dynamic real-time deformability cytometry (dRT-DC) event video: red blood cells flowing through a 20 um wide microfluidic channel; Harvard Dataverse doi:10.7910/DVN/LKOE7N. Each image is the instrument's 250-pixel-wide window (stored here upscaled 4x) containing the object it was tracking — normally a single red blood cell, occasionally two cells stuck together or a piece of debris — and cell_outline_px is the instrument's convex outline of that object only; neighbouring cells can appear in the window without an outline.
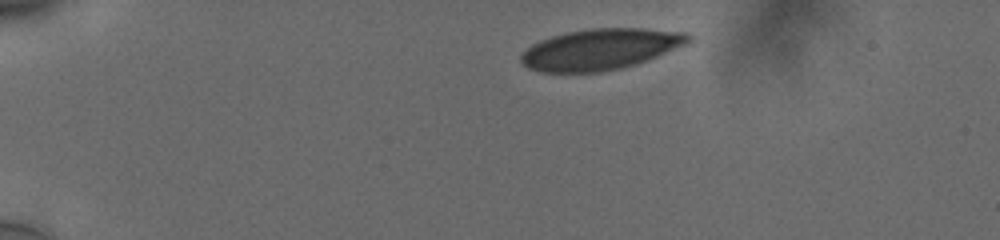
{"species": "human", "species_latin": "Homo sapiens", "temperature_condition": "cold", "stored_images_in_passage": 45, "camera_frame_rate_fps": 3000, "um_per_image_px": 0.085, "donor": {"sex": "male"}, "frame": {"image": 1, "passage_image": 1, "time_ms": 0.0, "image_size_px": [1000, 240], "cell_outline_px": [[688, 40], [644, 60], [632, 64], [616, 68], [596, 72], [544, 72], [528, 68], [520, 60], [520, 56], [532, 44], [540, 40], [552, 36], [568, 32], [588, 28], [640, 28], [688, 36]], "centroid_in_image_um": [50.78, 4.19], "position_along_channel_um": 34.2, "area_um2": 37.92}}
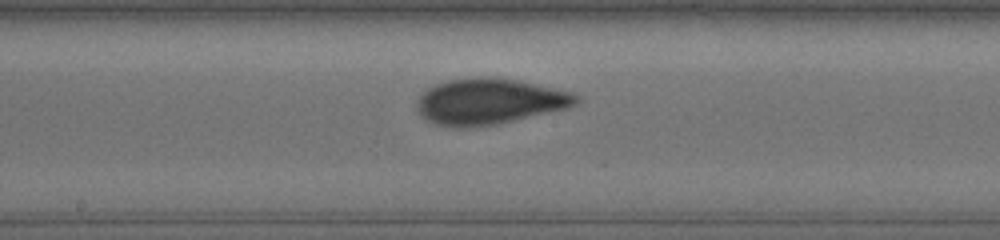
{"frame": {"image": 2, "passage_image": 21, "time_ms": 6.667, "image_size_px": [1000, 240], "cell_outline_px": [[576, 100], [572, 104], [564, 108], [492, 124], [460, 128], [456, 128], [436, 124], [428, 120], [420, 112], [420, 96], [428, 88], [436, 84], [448, 80], [472, 76], [492, 76], [516, 80], [568, 92], [576, 96]], "centroid_in_image_um": [41.5, 8.59], "position_along_channel_um": 206.7, "area_um2": 41.04}}
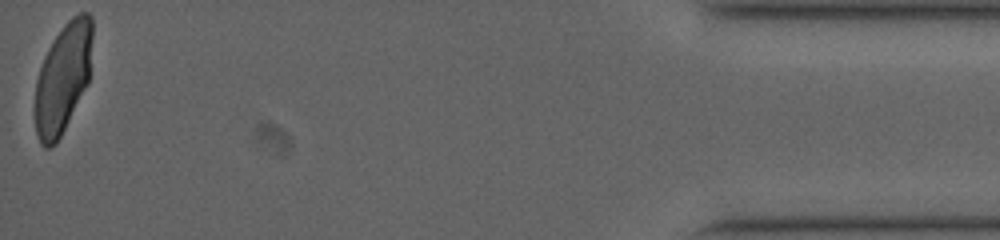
{"frame": {"image": 3, "passage_image": 45, "time_ms": 14.667, "image_size_px": [1000, 240], "cell_outline_px": [[92, 36], [88, 84], [56, 144], [48, 148], [44, 148], [40, 144], [36, 132], [32, 112], [36, 80], [44, 56], [48, 48], [64, 24], [72, 16], [80, 12], [88, 12], [92, 16]], "centroid_in_image_um": [5.31, 6.67], "position_along_channel_um": 429.9, "area_um2": 37.11}, "authors_computed_cell_mechanics": {"area_um2": 39.882, "velocity_mm_per_s": 3.7534, "shape_relaxation_time_tau1_ms": 7.8921, "shape_relaxation_time_tau2_ms": null, "deformation_change_tau1": 0.179, "deformation_change_tau2": null}}